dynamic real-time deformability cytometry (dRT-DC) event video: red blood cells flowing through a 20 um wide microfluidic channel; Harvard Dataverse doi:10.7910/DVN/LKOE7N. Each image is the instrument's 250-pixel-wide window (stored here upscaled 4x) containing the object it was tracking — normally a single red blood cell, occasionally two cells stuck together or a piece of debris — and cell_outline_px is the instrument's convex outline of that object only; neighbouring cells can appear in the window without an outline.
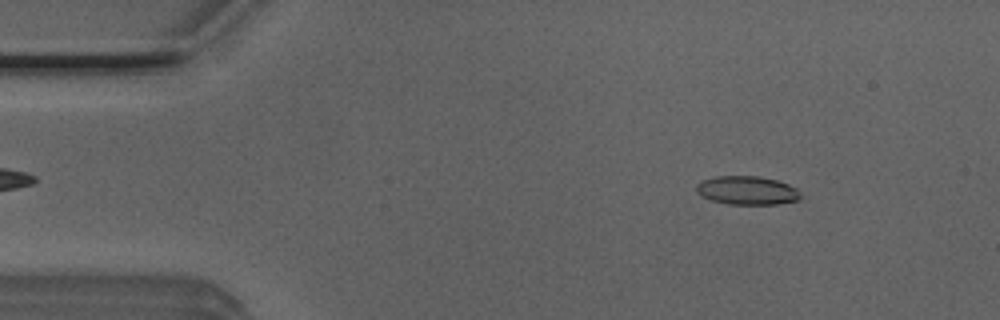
{"species": "Egyptian fruit bat (a non-hibernating species)", "species_latin": "Rousettus aegyptiacus", "temperature_condition": "room temperature", "stored_images_in_passage": 52, "camera_frame_rate_fps": 3000, "um_per_image_px": 0.085, "animal": {"sex": "male"}, "frame": {"image": 1, "passage_image": 6, "time_ms": 1.667, "image_size_px": [1000, 320], "cell_outline_px": [[800, 196], [796, 200], [776, 204], [728, 204], [712, 200], [696, 192], [696, 184], [700, 180], [716, 176], [756, 176], [776, 180], [788, 184], [796, 188], [800, 192]], "centroid_in_image_um": [63.47, 16.17], "position_along_channel_um": 21.5, "area_um2": 17.22}}
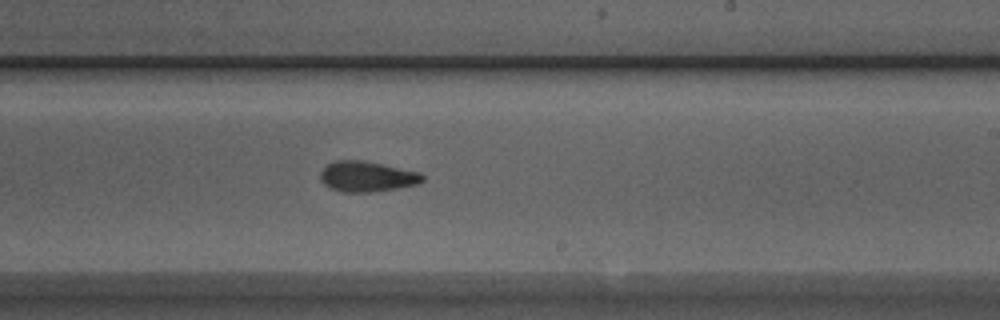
{"frame": {"image": 2, "passage_image": 30, "time_ms": 9.667, "image_size_px": [1000, 320], "cell_outline_px": [[424, 180], [416, 184], [396, 188], [372, 192], [344, 192], [328, 188], [320, 180], [320, 172], [332, 160], [364, 160], [420, 172], [424, 176]], "centroid_in_image_um": [31.16, 15.0], "position_along_channel_um": 257.8, "area_um2": 18.21}}
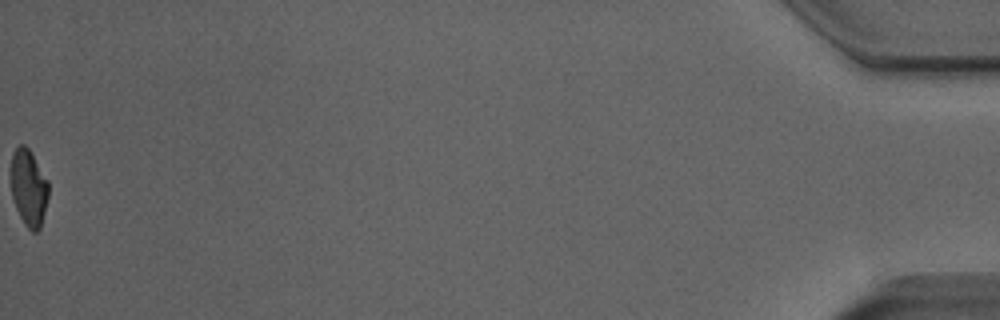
{"frame": {"image": 3, "passage_image": 52, "time_ms": 17.0, "image_size_px": [1000, 320], "cell_outline_px": [[48, 196], [40, 228], [36, 232], [32, 232], [24, 224], [16, 208], [12, 196], [12, 152], [20, 144], [24, 144], [28, 148], [48, 180]], "centroid_in_image_um": [2.44, 15.97], "position_along_channel_um": 432.8, "area_um2": 16.47}, "authors_computed_cell_mechanics": {"area_um2": 17.918, "velocity_mm_per_s": 3.8898, "shape_relaxation_time_tau1_ms": 3.9596, "shape_relaxation_time_tau2_ms": 3.6685, "deformation_change_tau1": 0.1571, "deformation_change_tau2": 0.1032}}